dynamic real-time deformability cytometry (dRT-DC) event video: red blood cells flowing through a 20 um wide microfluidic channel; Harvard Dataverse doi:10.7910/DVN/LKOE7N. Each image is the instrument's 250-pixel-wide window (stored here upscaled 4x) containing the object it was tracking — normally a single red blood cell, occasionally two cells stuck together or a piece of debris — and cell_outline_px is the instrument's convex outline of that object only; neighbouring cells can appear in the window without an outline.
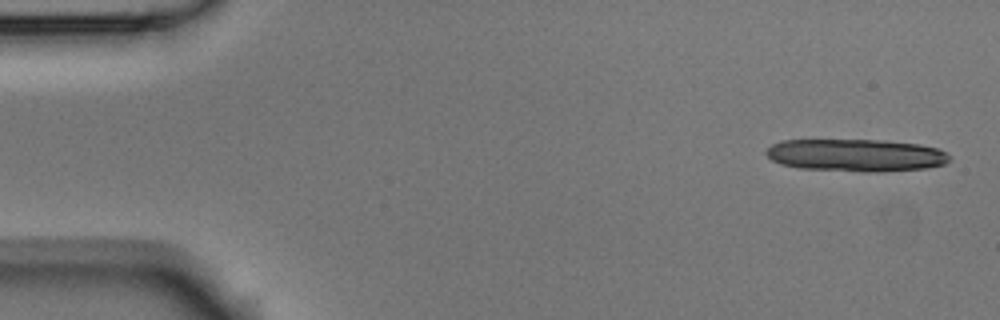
{"species": "Egyptian fruit bat (a non-hibernating species)", "species_latin": "Rousettus aegyptiacus", "temperature_condition": "room temperature", "stored_images_in_passage": 5, "segment_of_instrument_passage": [1, 2], "camera_frame_rate_fps": 3000, "um_per_image_px": 0.085, "animal": {"sex": "male"}, "frame": {"image": 1, "passage_image": 1, "time_ms": 0.0, "image_size_px": [1000, 320], "cell_outline_px": [[952, 160], [944, 164], [928, 168], [876, 172], [868, 172], [800, 168], [780, 164], [772, 160], [764, 152], [772, 144], [780, 140], [884, 140], [920, 144], [936, 148], [948, 152], [952, 156]], "centroid_in_image_um": [72.8, 13.19], "position_along_channel_um": 12.2, "area_um2": 35.03}}